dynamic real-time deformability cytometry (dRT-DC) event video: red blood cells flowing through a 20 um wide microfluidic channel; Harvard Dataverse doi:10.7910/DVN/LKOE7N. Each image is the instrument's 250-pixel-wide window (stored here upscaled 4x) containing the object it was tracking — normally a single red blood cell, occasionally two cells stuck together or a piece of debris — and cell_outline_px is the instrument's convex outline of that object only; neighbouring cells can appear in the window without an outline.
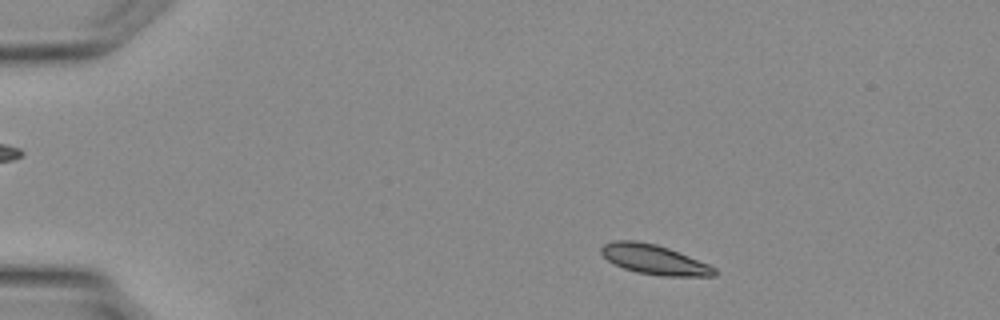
{"species": "Egyptian fruit bat (a non-hibernating species)", "species_latin": "Rousettus aegyptiacus", "temperature_condition": "warm", "stored_images_in_passage": 32, "camera_frame_rate_fps": 3000, "um_per_image_px": 0.085, "animal": {"sex": "female"}, "frame": {"image": 1, "passage_image": 4, "time_ms": 1.0, "image_size_px": [1000, 320], "cell_outline_px": [[716, 276], [664, 276], [636, 272], [624, 268], [608, 260], [600, 252], [600, 248], [604, 244], [612, 240], [636, 240], [656, 244], [668, 248], [708, 264], [716, 268]], "centroid_in_image_um": [55.59, 22.05], "position_along_channel_um": 29.4, "area_um2": 19.48}}
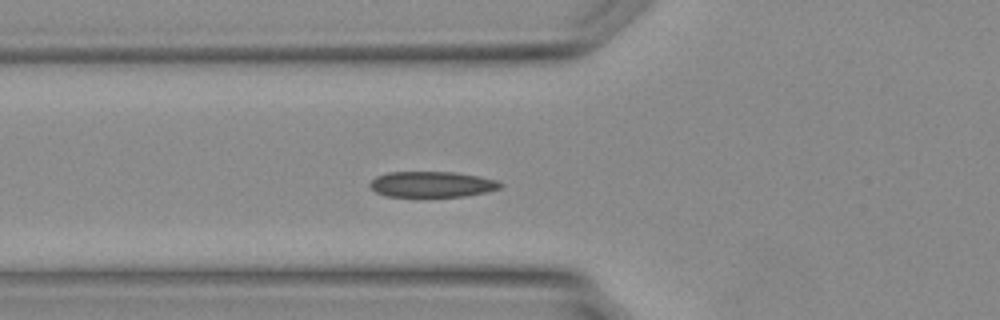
{"frame": {"image": 2, "passage_image": 11, "time_ms": 3.333, "image_size_px": [1000, 320], "cell_outline_px": [[504, 184], [500, 188], [484, 192], [464, 196], [388, 196], [376, 192], [368, 184], [376, 176], [388, 172], [456, 172], [480, 176], [500, 180]], "centroid_in_image_um": [36.75, 15.65], "position_along_channel_um": 89.0, "area_um2": 19.54}}
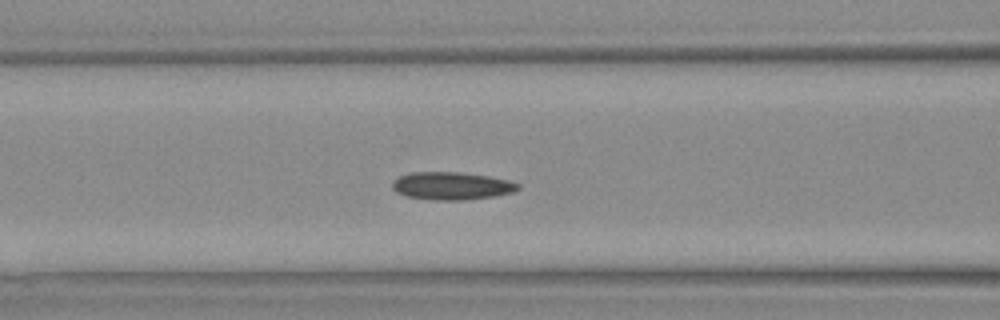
{"frame": {"image": 3, "passage_image": 13, "time_ms": 4.0, "image_size_px": [1000, 320], "cell_outline_px": [[520, 188], [512, 192], [496, 196], [464, 200], [428, 200], [404, 196], [396, 192], [392, 188], [392, 180], [400, 176], [412, 172], [456, 172], [488, 176], [508, 180], [520, 184]], "centroid_in_image_um": [38.36, 15.81], "position_along_channel_um": 128.2, "area_um2": 20.46}}